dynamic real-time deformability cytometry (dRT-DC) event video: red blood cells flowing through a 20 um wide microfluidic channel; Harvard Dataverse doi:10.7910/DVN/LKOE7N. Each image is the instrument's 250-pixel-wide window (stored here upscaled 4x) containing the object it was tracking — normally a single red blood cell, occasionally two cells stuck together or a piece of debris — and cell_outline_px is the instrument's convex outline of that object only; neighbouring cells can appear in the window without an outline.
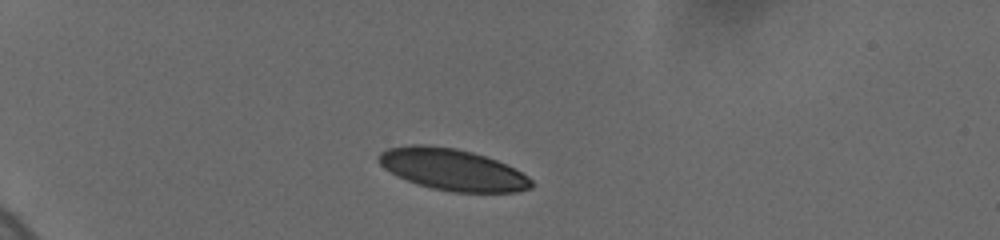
{"species": "human", "species_latin": "Homo sapiens", "temperature_condition": "cold", "stored_images_in_passage": 8, "camera_frame_rate_fps": 3000, "um_per_image_px": 0.085, "donor": {"sex": "female"}, "frame": {"image": 1, "passage_image": 1, "time_ms": 0.0, "image_size_px": [1000, 240], "cell_outline_px": [[532, 188], [516, 192], [452, 192], [432, 188], [416, 184], [384, 168], [376, 160], [380, 152], [388, 148], [412, 144], [420, 144], [456, 148], [472, 152], [496, 160], [528, 176], [532, 180]], "centroid_in_image_um": [38.44, 14.41], "position_along_channel_um": 46.6, "area_um2": 36.7}}
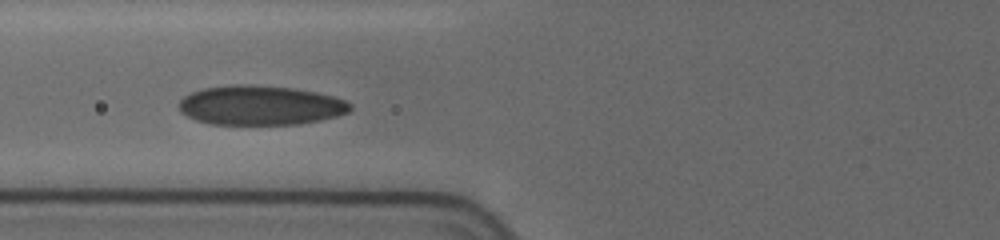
{"frame": {"image": 2, "passage_image": 5, "time_ms": 3.0, "image_size_px": [1000, 240], "cell_outline_px": [[352, 108], [348, 112], [336, 116], [320, 120], [300, 124], [208, 124], [196, 120], [180, 112], [176, 104], [184, 96], [192, 92], [204, 88], [236, 84], [240, 84], [292, 88], [316, 92], [332, 96], [344, 100], [352, 104]], "centroid_in_image_um": [22.1, 8.96], "position_along_channel_um": 103.7, "area_um2": 39.36}}
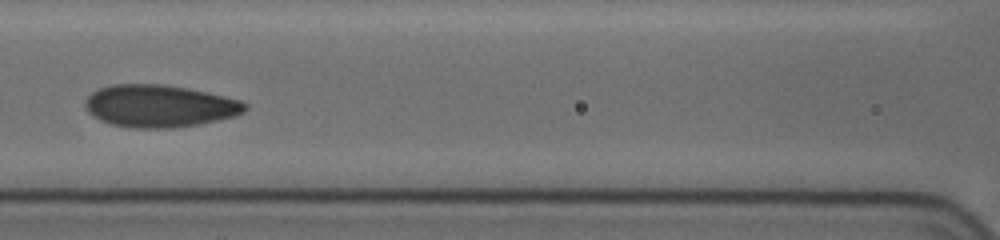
{"frame": {"image": 3, "passage_image": 7, "time_ms": 4.333, "image_size_px": [1000, 240], "cell_outline_px": [[248, 108], [244, 112], [236, 116], [200, 124], [172, 128], [132, 128], [112, 124], [100, 120], [92, 116], [84, 108], [84, 104], [88, 96], [92, 92], [100, 88], [112, 84], [160, 84], [184, 88], [244, 100], [248, 104]], "centroid_in_image_um": [13.57, 9.02], "position_along_channel_um": 153.0, "area_um2": 39.54}}